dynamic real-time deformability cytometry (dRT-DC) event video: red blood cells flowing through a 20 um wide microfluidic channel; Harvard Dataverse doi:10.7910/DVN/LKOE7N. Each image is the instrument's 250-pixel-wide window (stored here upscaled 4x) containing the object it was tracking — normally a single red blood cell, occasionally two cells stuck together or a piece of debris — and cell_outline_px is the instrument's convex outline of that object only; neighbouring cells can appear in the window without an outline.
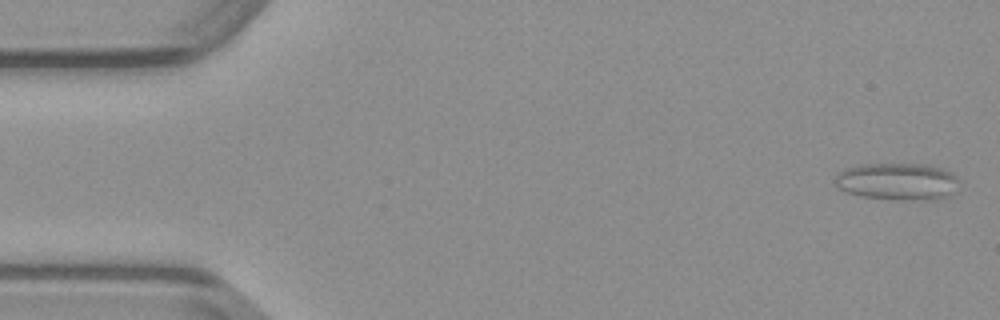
{"species": "common noctule bat (a hibernating species)", "species_latin": "Nyctalus noctula", "temperature_condition": "warm", "stored_images_in_passage": 50, "camera_frame_rate_fps": 3000, "um_per_image_px": 0.085, "animal": {"sex": "male", "body_mass_g": 23.1, "forearm_length_mm": 52.7}, "frame": {"image": 1, "passage_image": 2, "time_ms": 0.333, "image_size_px": [1000, 320], "cell_outline_px": [[960, 180], [948, 196], [940, 200], [892, 200], [864, 196], [848, 192], [836, 188], [832, 180], [836, 172], [844, 168], [864, 164], [928, 164], [952, 172]], "centroid_in_image_um": [76.24, 15.43], "position_along_channel_um": 8.8, "area_um2": 27.34}}
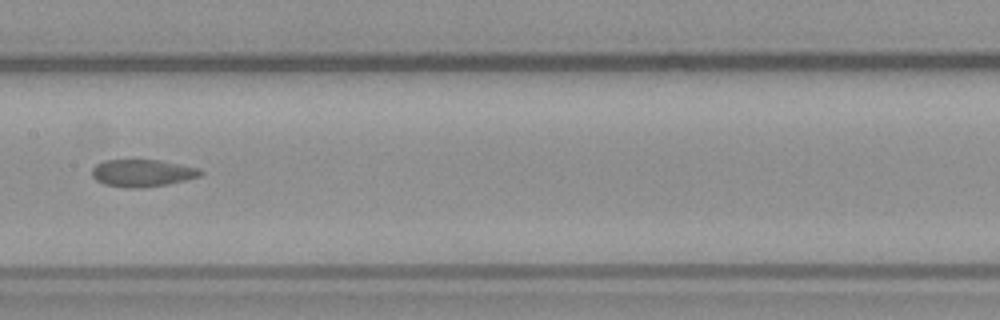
{"frame": {"image": 2, "passage_image": 25, "time_ms": 8.0, "image_size_px": [1000, 320], "cell_outline_px": [[204, 172], [200, 176], [168, 184], [144, 188], [128, 188], [104, 184], [96, 180], [92, 176], [92, 168], [96, 164], [104, 160], [160, 160], [200, 168]], "centroid_in_image_um": [12.1, 14.71], "position_along_channel_um": 195.3, "area_um2": 17.34}}
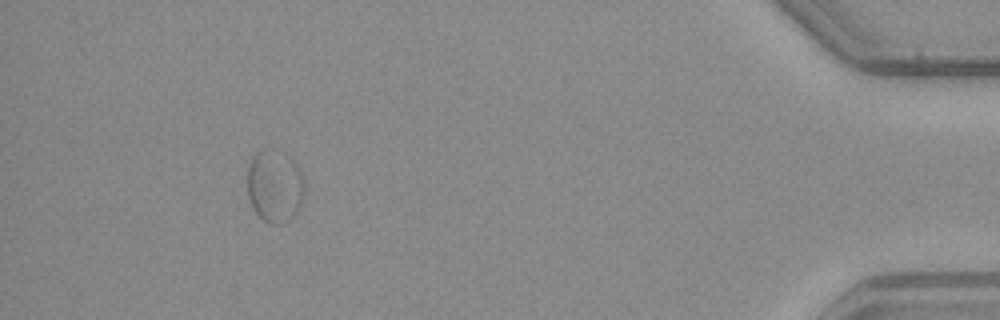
{"frame": {"image": 3, "passage_image": 46, "time_ms": 15.0, "image_size_px": [1000, 320], "cell_outline_px": [[304, 196], [300, 208], [288, 220], [280, 224], [272, 224], [264, 220], [252, 208], [248, 200], [248, 164], [252, 156], [256, 152], [264, 148], [292, 160], [300, 168], [304, 180]], "centroid_in_image_um": [23.34, 15.85], "position_along_channel_um": 411.9, "area_um2": 24.04}}